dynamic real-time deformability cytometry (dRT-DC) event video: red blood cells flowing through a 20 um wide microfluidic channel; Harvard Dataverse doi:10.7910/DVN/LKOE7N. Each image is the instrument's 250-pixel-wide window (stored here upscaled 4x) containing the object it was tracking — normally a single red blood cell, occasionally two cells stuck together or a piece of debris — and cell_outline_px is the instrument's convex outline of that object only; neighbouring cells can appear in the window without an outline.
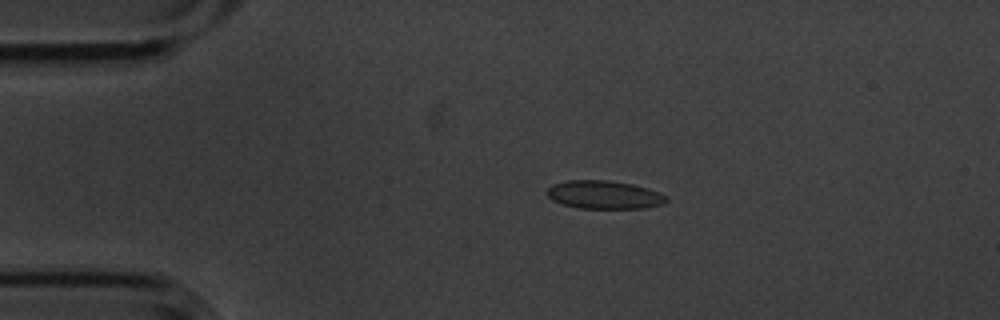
{"species": "common noctule bat (a hibernating species)", "species_latin": "Nyctalus noctula", "temperature_condition": "cold", "stored_images_in_passage": 3, "camera_frame_rate_fps": 3000, "um_per_image_px": 0.085, "animal": {"sex": "male", "body_mass_g": 20.1, "forearm_length_mm": 53.5}, "frame": {"image": 1, "passage_image": 1, "time_ms": 0.0, "image_size_px": [1000, 320], "cell_outline_px": [[668, 200], [664, 204], [644, 208], [580, 208], [564, 204], [552, 200], [544, 192], [552, 184], [568, 180], [608, 180], [632, 184], [648, 188], [660, 192], [668, 196]], "centroid_in_image_um": [51.37, 16.55], "position_along_channel_um": 33.6, "area_um2": 19.77}}
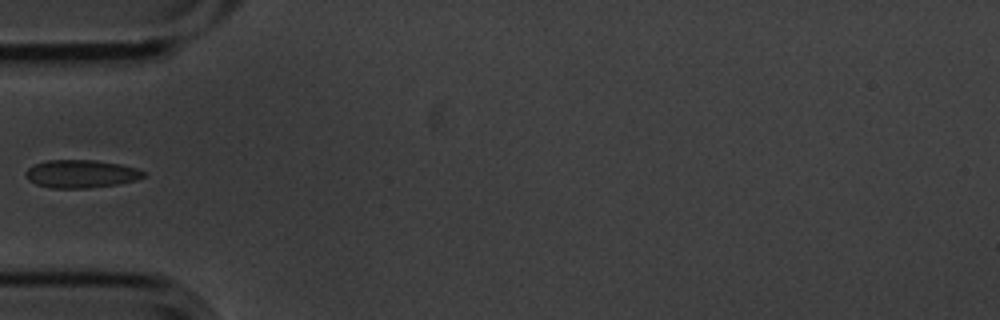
{"frame": {"image": 2, "passage_image": 3, "time_ms": 0.667, "image_size_px": [1000, 320], "cell_outline_px": [[144, 176], [136, 180], [116, 184], [88, 188], [48, 188], [36, 184], [28, 180], [24, 172], [28, 168], [36, 164], [48, 160], [96, 160], [120, 164], [136, 168], [144, 172]], "centroid_in_image_um": [6.86, 14.78], "position_along_channel_um": 78.1, "area_um2": 19.13}}